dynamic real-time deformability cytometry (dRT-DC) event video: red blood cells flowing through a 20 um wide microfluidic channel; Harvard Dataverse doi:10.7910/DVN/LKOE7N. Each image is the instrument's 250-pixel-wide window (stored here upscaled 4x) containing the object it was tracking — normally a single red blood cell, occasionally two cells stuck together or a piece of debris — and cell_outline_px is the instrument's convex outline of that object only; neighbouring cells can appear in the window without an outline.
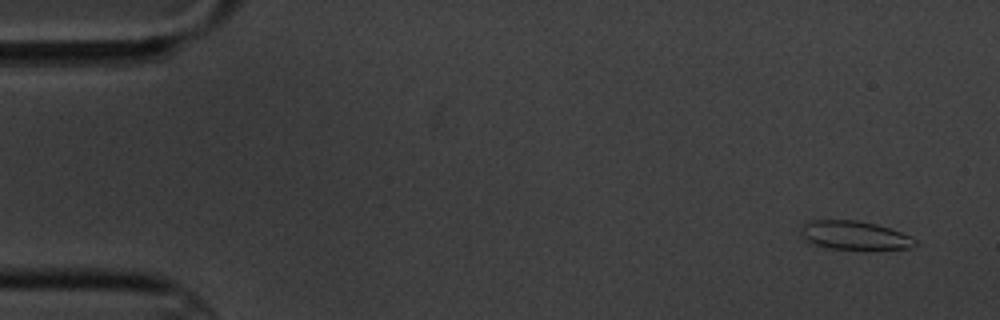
{"species": "common noctule bat (a hibernating species)", "species_latin": "Nyctalus noctula", "temperature_condition": "cold", "stored_images_in_passage": 5, "camera_frame_rate_fps": 3000, "um_per_image_px": 0.085, "animal": {"sex": "male", "body_mass_g": 20.1, "forearm_length_mm": 53.5}, "frame": {"image": 1, "passage_image": 1, "time_ms": 0.0, "image_size_px": [1000, 320], "cell_outline_px": [[916, 244], [912, 248], [868, 252], [864, 252], [828, 248], [812, 244], [804, 240], [800, 232], [800, 228], [808, 220], [856, 220], [876, 224], [900, 232], [916, 240]], "centroid_in_image_um": [72.62, 20.06], "position_along_channel_um": 12.4, "area_um2": 20.0}}
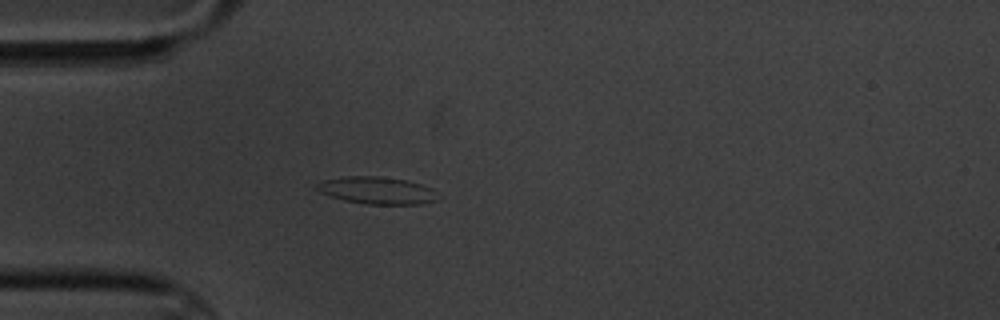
{"frame": {"image": 2, "passage_image": 4, "time_ms": 4.333, "image_size_px": [1000, 320], "cell_outline_px": [[440, 200], [424, 204], [364, 204], [344, 200], [328, 196], [320, 192], [316, 188], [316, 184], [324, 180], [348, 176], [376, 176], [404, 180], [420, 184], [432, 188], [440, 196]], "centroid_in_image_um": [32.08, 16.2], "position_along_channel_um": 52.9, "area_um2": 19.31}}